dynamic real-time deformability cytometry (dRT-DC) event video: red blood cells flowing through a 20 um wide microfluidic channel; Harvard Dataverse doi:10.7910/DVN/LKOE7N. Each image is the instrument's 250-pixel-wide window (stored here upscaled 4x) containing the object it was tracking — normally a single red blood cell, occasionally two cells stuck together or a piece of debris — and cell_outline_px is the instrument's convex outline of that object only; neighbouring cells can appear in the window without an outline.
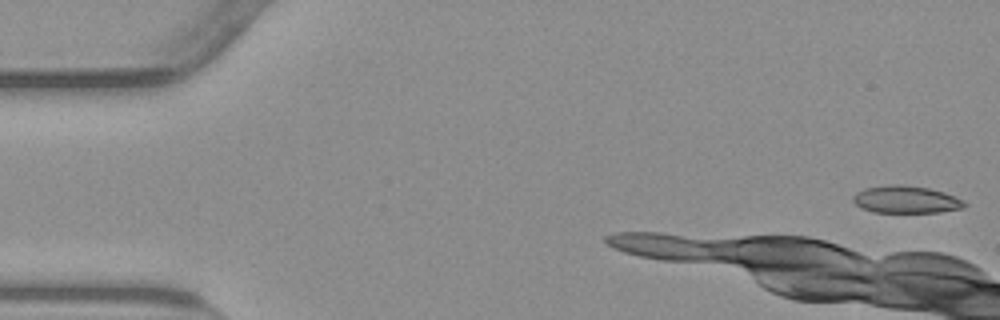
{"species": "common noctule bat (a hibernating species)", "species_latin": "Nyctalus noctula", "temperature_condition": "warm", "stored_images_in_passage": 47, "camera_frame_rate_fps": 3000, "um_per_image_px": 0.085, "animal": {"sex": "male", "body_mass_g": 23.1, "forearm_length_mm": 52.7}, "frame": {"image": 1, "passage_image": 1, "time_ms": 0.0, "image_size_px": [1000, 320], "cell_outline_px": [[968, 204], [964, 208], [940, 212], [872, 212], [860, 208], [852, 200], [852, 196], [856, 192], [864, 188], [888, 184], [904, 184], [928, 188], [944, 192], [956, 196], [964, 200]], "centroid_in_image_um": [77.01, 16.95], "position_along_channel_um": 8.0, "area_um2": 18.09}}
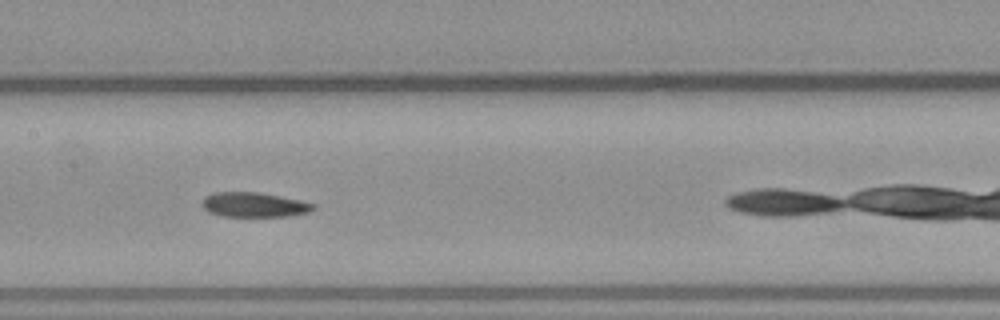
{"frame": {"image": 2, "passage_image": 18, "time_ms": 5.667, "image_size_px": [1000, 320], "cell_outline_px": [[316, 208], [308, 212], [288, 216], [224, 216], [208, 212], [200, 204], [204, 196], [216, 192], [260, 192], [300, 200], [316, 204]], "centroid_in_image_um": [21.58, 17.39], "position_along_channel_um": 185.8, "area_um2": 16.07}}
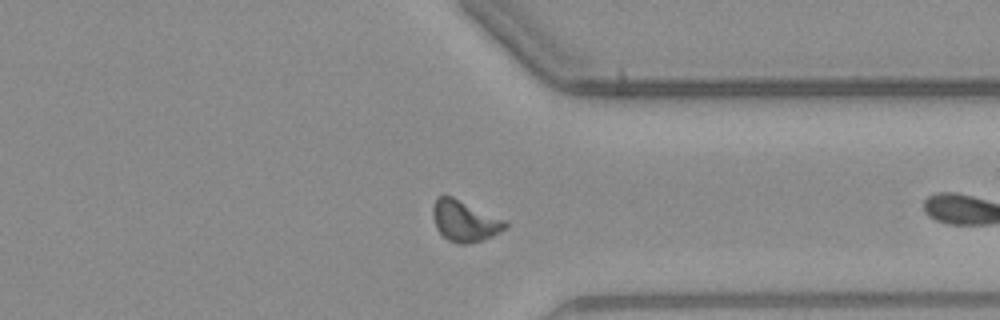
{"frame": {"image": 3, "passage_image": 33, "time_ms": 10.667, "image_size_px": [1000, 320], "cell_outline_px": [[508, 224], [500, 232], [484, 240], [468, 244], [456, 244], [448, 240], [436, 228], [432, 216], [432, 208], [436, 196], [452, 196], [504, 220]], "centroid_in_image_um": [39.45, 18.79], "position_along_channel_um": 371.9, "area_um2": 17.22}, "authors_computed_cell_mechanics": {"area_um2": 16.6464, "velocity_mm_per_s": 3.7855, "shape_relaxation_time_tau1_ms": null, "shape_relaxation_time_tau2_ms": 6.6945, "deformation_change_tau1": null, "deformation_change_tau2": 0.1058}}